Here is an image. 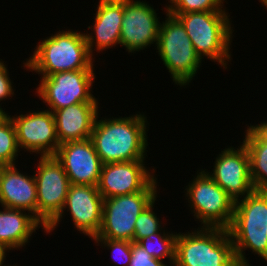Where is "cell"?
I'll use <instances>...</instances> for the list:
<instances>
[{
	"label": "cell",
	"mask_w": 267,
	"mask_h": 266,
	"mask_svg": "<svg viewBox=\"0 0 267 266\" xmlns=\"http://www.w3.org/2000/svg\"><path fill=\"white\" fill-rule=\"evenodd\" d=\"M98 118L97 115L90 140L102 164L145 160L148 123L144 114Z\"/></svg>",
	"instance_id": "obj_1"
},
{
	"label": "cell",
	"mask_w": 267,
	"mask_h": 266,
	"mask_svg": "<svg viewBox=\"0 0 267 266\" xmlns=\"http://www.w3.org/2000/svg\"><path fill=\"white\" fill-rule=\"evenodd\" d=\"M33 55L23 67L47 77L51 74L94 69V58L90 55L85 34L76 30H59L55 35L39 42Z\"/></svg>",
	"instance_id": "obj_2"
},
{
	"label": "cell",
	"mask_w": 267,
	"mask_h": 266,
	"mask_svg": "<svg viewBox=\"0 0 267 266\" xmlns=\"http://www.w3.org/2000/svg\"><path fill=\"white\" fill-rule=\"evenodd\" d=\"M228 232L238 266H250L244 252L248 249L267 262V191L254 190L235 201Z\"/></svg>",
	"instance_id": "obj_3"
},
{
	"label": "cell",
	"mask_w": 267,
	"mask_h": 266,
	"mask_svg": "<svg viewBox=\"0 0 267 266\" xmlns=\"http://www.w3.org/2000/svg\"><path fill=\"white\" fill-rule=\"evenodd\" d=\"M169 14L180 20L201 59L206 56L211 61L218 62L223 68H227V63L231 61L230 44L234 31L228 12L200 11Z\"/></svg>",
	"instance_id": "obj_4"
},
{
	"label": "cell",
	"mask_w": 267,
	"mask_h": 266,
	"mask_svg": "<svg viewBox=\"0 0 267 266\" xmlns=\"http://www.w3.org/2000/svg\"><path fill=\"white\" fill-rule=\"evenodd\" d=\"M174 266H238L228 229L201 226L179 232Z\"/></svg>",
	"instance_id": "obj_5"
},
{
	"label": "cell",
	"mask_w": 267,
	"mask_h": 266,
	"mask_svg": "<svg viewBox=\"0 0 267 266\" xmlns=\"http://www.w3.org/2000/svg\"><path fill=\"white\" fill-rule=\"evenodd\" d=\"M165 22L160 24L157 52L169 70L175 84L185 86L191 82L201 66L197 54L180 20L166 12Z\"/></svg>",
	"instance_id": "obj_6"
},
{
	"label": "cell",
	"mask_w": 267,
	"mask_h": 266,
	"mask_svg": "<svg viewBox=\"0 0 267 266\" xmlns=\"http://www.w3.org/2000/svg\"><path fill=\"white\" fill-rule=\"evenodd\" d=\"M156 180L140 192L104 199L101 228L93 239L134 242L136 219L157 197Z\"/></svg>",
	"instance_id": "obj_7"
},
{
	"label": "cell",
	"mask_w": 267,
	"mask_h": 266,
	"mask_svg": "<svg viewBox=\"0 0 267 266\" xmlns=\"http://www.w3.org/2000/svg\"><path fill=\"white\" fill-rule=\"evenodd\" d=\"M185 189L191 212L203 227L228 229L234 215L235 200L205 170H199ZM193 208V209H192Z\"/></svg>",
	"instance_id": "obj_8"
},
{
	"label": "cell",
	"mask_w": 267,
	"mask_h": 266,
	"mask_svg": "<svg viewBox=\"0 0 267 266\" xmlns=\"http://www.w3.org/2000/svg\"><path fill=\"white\" fill-rule=\"evenodd\" d=\"M94 69L59 72L41 77L37 94L49 111L54 112L83 102H98L91 93L95 82Z\"/></svg>",
	"instance_id": "obj_9"
},
{
	"label": "cell",
	"mask_w": 267,
	"mask_h": 266,
	"mask_svg": "<svg viewBox=\"0 0 267 266\" xmlns=\"http://www.w3.org/2000/svg\"><path fill=\"white\" fill-rule=\"evenodd\" d=\"M36 167L37 219L46 228L62 212L71 183L54 155L40 156Z\"/></svg>",
	"instance_id": "obj_10"
},
{
	"label": "cell",
	"mask_w": 267,
	"mask_h": 266,
	"mask_svg": "<svg viewBox=\"0 0 267 266\" xmlns=\"http://www.w3.org/2000/svg\"><path fill=\"white\" fill-rule=\"evenodd\" d=\"M103 201L97 186L71 184L62 212L45 228V233L57 228L67 208L75 229L95 238L102 224Z\"/></svg>",
	"instance_id": "obj_11"
},
{
	"label": "cell",
	"mask_w": 267,
	"mask_h": 266,
	"mask_svg": "<svg viewBox=\"0 0 267 266\" xmlns=\"http://www.w3.org/2000/svg\"><path fill=\"white\" fill-rule=\"evenodd\" d=\"M149 5L141 0H123L120 45L128 53L139 52L153 43L157 45L161 23L153 6Z\"/></svg>",
	"instance_id": "obj_12"
},
{
	"label": "cell",
	"mask_w": 267,
	"mask_h": 266,
	"mask_svg": "<svg viewBox=\"0 0 267 266\" xmlns=\"http://www.w3.org/2000/svg\"><path fill=\"white\" fill-rule=\"evenodd\" d=\"M12 119L20 148L41 156H53L59 140L56 133V123L53 112L47 110L14 115Z\"/></svg>",
	"instance_id": "obj_13"
},
{
	"label": "cell",
	"mask_w": 267,
	"mask_h": 266,
	"mask_svg": "<svg viewBox=\"0 0 267 266\" xmlns=\"http://www.w3.org/2000/svg\"><path fill=\"white\" fill-rule=\"evenodd\" d=\"M213 173L208 175L235 201L246 197L255 189L250 173L247 148L242 143L237 150L227 147L216 157Z\"/></svg>",
	"instance_id": "obj_14"
},
{
	"label": "cell",
	"mask_w": 267,
	"mask_h": 266,
	"mask_svg": "<svg viewBox=\"0 0 267 266\" xmlns=\"http://www.w3.org/2000/svg\"><path fill=\"white\" fill-rule=\"evenodd\" d=\"M54 156L71 184L98 186L103 164L90 138L61 144Z\"/></svg>",
	"instance_id": "obj_15"
},
{
	"label": "cell",
	"mask_w": 267,
	"mask_h": 266,
	"mask_svg": "<svg viewBox=\"0 0 267 266\" xmlns=\"http://www.w3.org/2000/svg\"><path fill=\"white\" fill-rule=\"evenodd\" d=\"M144 160L103 164L98 191L104 199L144 190L155 178ZM155 176V177H154Z\"/></svg>",
	"instance_id": "obj_16"
},
{
	"label": "cell",
	"mask_w": 267,
	"mask_h": 266,
	"mask_svg": "<svg viewBox=\"0 0 267 266\" xmlns=\"http://www.w3.org/2000/svg\"><path fill=\"white\" fill-rule=\"evenodd\" d=\"M1 207L21 209L37 218V185L34 174L20 173L15 165H7L0 174Z\"/></svg>",
	"instance_id": "obj_17"
},
{
	"label": "cell",
	"mask_w": 267,
	"mask_h": 266,
	"mask_svg": "<svg viewBox=\"0 0 267 266\" xmlns=\"http://www.w3.org/2000/svg\"><path fill=\"white\" fill-rule=\"evenodd\" d=\"M94 21L93 33H84L90 55L96 47L102 50L120 44L121 25L123 19V0H99ZM94 35V36H93ZM96 41V42H95Z\"/></svg>",
	"instance_id": "obj_18"
},
{
	"label": "cell",
	"mask_w": 267,
	"mask_h": 266,
	"mask_svg": "<svg viewBox=\"0 0 267 266\" xmlns=\"http://www.w3.org/2000/svg\"><path fill=\"white\" fill-rule=\"evenodd\" d=\"M99 102H83L53 112L59 145L90 138Z\"/></svg>",
	"instance_id": "obj_19"
},
{
	"label": "cell",
	"mask_w": 267,
	"mask_h": 266,
	"mask_svg": "<svg viewBox=\"0 0 267 266\" xmlns=\"http://www.w3.org/2000/svg\"><path fill=\"white\" fill-rule=\"evenodd\" d=\"M38 227L45 231V226L30 212L5 207L0 210V243L9 250L25 246Z\"/></svg>",
	"instance_id": "obj_20"
},
{
	"label": "cell",
	"mask_w": 267,
	"mask_h": 266,
	"mask_svg": "<svg viewBox=\"0 0 267 266\" xmlns=\"http://www.w3.org/2000/svg\"><path fill=\"white\" fill-rule=\"evenodd\" d=\"M243 144L247 148L253 187L267 191V121L248 125Z\"/></svg>",
	"instance_id": "obj_21"
},
{
	"label": "cell",
	"mask_w": 267,
	"mask_h": 266,
	"mask_svg": "<svg viewBox=\"0 0 267 266\" xmlns=\"http://www.w3.org/2000/svg\"><path fill=\"white\" fill-rule=\"evenodd\" d=\"M177 235V232L165 233V230H162V232L160 231L142 238L137 244L153 258L163 261L167 257L170 260V266H174Z\"/></svg>",
	"instance_id": "obj_22"
},
{
	"label": "cell",
	"mask_w": 267,
	"mask_h": 266,
	"mask_svg": "<svg viewBox=\"0 0 267 266\" xmlns=\"http://www.w3.org/2000/svg\"><path fill=\"white\" fill-rule=\"evenodd\" d=\"M15 125L7 115L0 121V161L7 165H16L19 153Z\"/></svg>",
	"instance_id": "obj_23"
},
{
	"label": "cell",
	"mask_w": 267,
	"mask_h": 266,
	"mask_svg": "<svg viewBox=\"0 0 267 266\" xmlns=\"http://www.w3.org/2000/svg\"><path fill=\"white\" fill-rule=\"evenodd\" d=\"M225 0H170L165 11L168 13H187L200 11H225Z\"/></svg>",
	"instance_id": "obj_24"
},
{
	"label": "cell",
	"mask_w": 267,
	"mask_h": 266,
	"mask_svg": "<svg viewBox=\"0 0 267 266\" xmlns=\"http://www.w3.org/2000/svg\"><path fill=\"white\" fill-rule=\"evenodd\" d=\"M156 200L157 199L151 202L136 219L134 231L135 243H137L144 237L150 236L151 234L163 230V227H161L162 223L159 221L160 218H158L155 212L153 211V206Z\"/></svg>",
	"instance_id": "obj_25"
},
{
	"label": "cell",
	"mask_w": 267,
	"mask_h": 266,
	"mask_svg": "<svg viewBox=\"0 0 267 266\" xmlns=\"http://www.w3.org/2000/svg\"><path fill=\"white\" fill-rule=\"evenodd\" d=\"M98 245L101 243V246L104 244V248L112 250V256L116 255L122 258L123 262L120 259V263H123V266H129L131 261V252H132V242L128 240H111V239H93ZM115 260H116V257ZM120 255V256H119ZM117 257V260H118ZM125 262V263H124ZM118 263V262H117Z\"/></svg>",
	"instance_id": "obj_26"
},
{
	"label": "cell",
	"mask_w": 267,
	"mask_h": 266,
	"mask_svg": "<svg viewBox=\"0 0 267 266\" xmlns=\"http://www.w3.org/2000/svg\"><path fill=\"white\" fill-rule=\"evenodd\" d=\"M129 266H167V264H164L162 260L153 258L140 245L132 242Z\"/></svg>",
	"instance_id": "obj_27"
},
{
	"label": "cell",
	"mask_w": 267,
	"mask_h": 266,
	"mask_svg": "<svg viewBox=\"0 0 267 266\" xmlns=\"http://www.w3.org/2000/svg\"><path fill=\"white\" fill-rule=\"evenodd\" d=\"M8 73L9 71L7 70L6 65L1 59L0 60V102L14 95V88H12L13 82L11 81Z\"/></svg>",
	"instance_id": "obj_28"
},
{
	"label": "cell",
	"mask_w": 267,
	"mask_h": 266,
	"mask_svg": "<svg viewBox=\"0 0 267 266\" xmlns=\"http://www.w3.org/2000/svg\"><path fill=\"white\" fill-rule=\"evenodd\" d=\"M7 250L9 252V249L6 246H4L3 244L0 243V266H6V264L3 265V263L5 262L4 260L6 258L5 255H6V251ZM8 266H10V265H8Z\"/></svg>",
	"instance_id": "obj_29"
},
{
	"label": "cell",
	"mask_w": 267,
	"mask_h": 266,
	"mask_svg": "<svg viewBox=\"0 0 267 266\" xmlns=\"http://www.w3.org/2000/svg\"><path fill=\"white\" fill-rule=\"evenodd\" d=\"M9 113H6L3 108L0 107V121H2Z\"/></svg>",
	"instance_id": "obj_30"
},
{
	"label": "cell",
	"mask_w": 267,
	"mask_h": 266,
	"mask_svg": "<svg viewBox=\"0 0 267 266\" xmlns=\"http://www.w3.org/2000/svg\"><path fill=\"white\" fill-rule=\"evenodd\" d=\"M5 166L6 165L2 161H0V174L2 173V170Z\"/></svg>",
	"instance_id": "obj_31"
},
{
	"label": "cell",
	"mask_w": 267,
	"mask_h": 266,
	"mask_svg": "<svg viewBox=\"0 0 267 266\" xmlns=\"http://www.w3.org/2000/svg\"><path fill=\"white\" fill-rule=\"evenodd\" d=\"M259 2H261L263 6H266L267 9V0H259Z\"/></svg>",
	"instance_id": "obj_32"
}]
</instances>
